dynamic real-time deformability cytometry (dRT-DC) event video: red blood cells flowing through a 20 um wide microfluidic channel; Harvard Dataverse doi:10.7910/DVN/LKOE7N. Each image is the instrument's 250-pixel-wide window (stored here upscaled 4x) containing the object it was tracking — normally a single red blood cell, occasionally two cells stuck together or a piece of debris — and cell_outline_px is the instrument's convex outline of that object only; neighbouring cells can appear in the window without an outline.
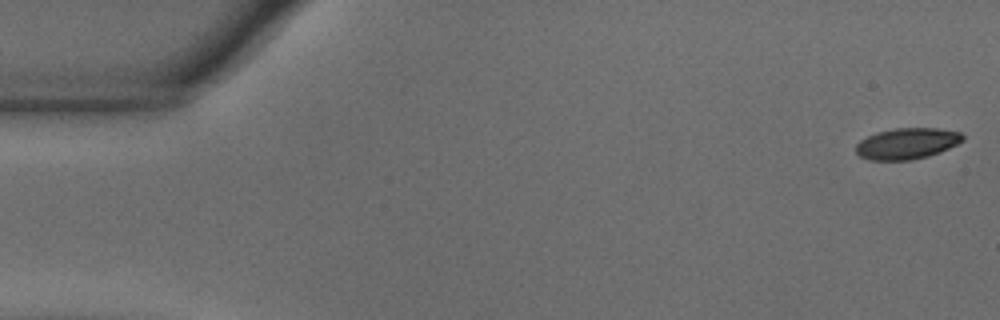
{"species": "common noctule bat (a hibernating species)", "species_latin": "Nyctalus noctula", "temperature_condition": "warm", "stored_images_in_passage": 55, "camera_frame_rate_fps": 3000, "um_per_image_px": 0.085, "animal": {"sex": "male", "body_mass_g": 18.8}, "frame": {"image": 1, "passage_image": 1, "time_ms": 0.0, "image_size_px": [1000, 320], "cell_outline_px": [[964, 140], [940, 152], [928, 156], [908, 160], [868, 160], [860, 156], [856, 152], [856, 144], [860, 140], [876, 132], [896, 128], [940, 128], [960, 132], [964, 136]], "centroid_in_image_um": [77.09, 12.19], "position_along_channel_um": 7.9, "area_um2": 19.36}}
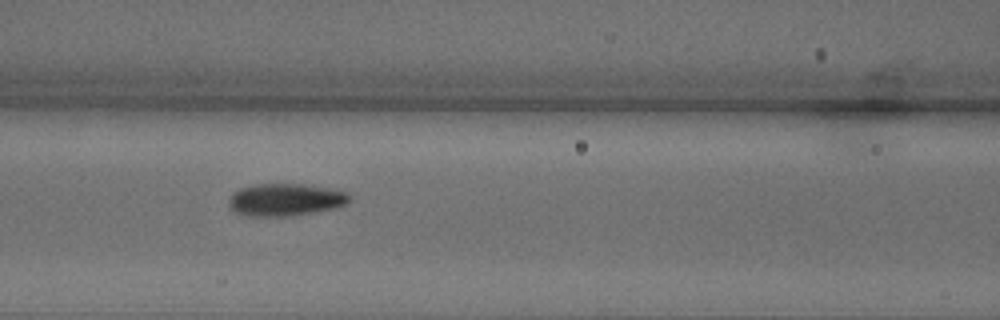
{"frame": {"image": 2, "passage_image": 23, "time_ms": 7.333, "image_size_px": [1000, 320], "cell_outline_px": [[352, 200], [348, 204], [336, 208], [288, 216], [244, 216], [236, 212], [228, 204], [228, 200], [240, 188], [256, 184], [304, 184], [328, 188], [348, 192]], "centroid_in_image_um": [24.31, 16.98], "position_along_channel_um": 142.3, "area_um2": 22.77}}
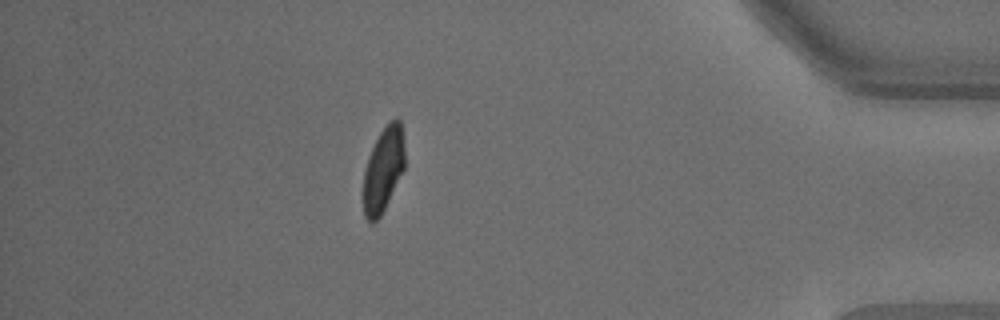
{"frame": {"image": 3, "passage_image": 48, "time_ms": 15.667, "image_size_px": [1000, 320], "cell_outline_px": [[404, 168], [380, 216], [372, 224], [364, 216], [364, 172], [368, 156], [380, 132], [388, 120], [396, 116], [400, 120], [404, 144]], "centroid_in_image_um": [32.58, 14.35], "position_along_channel_um": 402.6, "area_um2": 20.17}, "authors_computed_cell_mechanics": {"area_um2": 21.5016, "velocity_mm_per_s": 3.6558, "shape_relaxation_time_tau1_ms": 3.3227, "shape_relaxation_time_tau2_ms": 1.179, "deformation_change_tau1": 0.1456, "deformation_change_tau2": 0.0631}}